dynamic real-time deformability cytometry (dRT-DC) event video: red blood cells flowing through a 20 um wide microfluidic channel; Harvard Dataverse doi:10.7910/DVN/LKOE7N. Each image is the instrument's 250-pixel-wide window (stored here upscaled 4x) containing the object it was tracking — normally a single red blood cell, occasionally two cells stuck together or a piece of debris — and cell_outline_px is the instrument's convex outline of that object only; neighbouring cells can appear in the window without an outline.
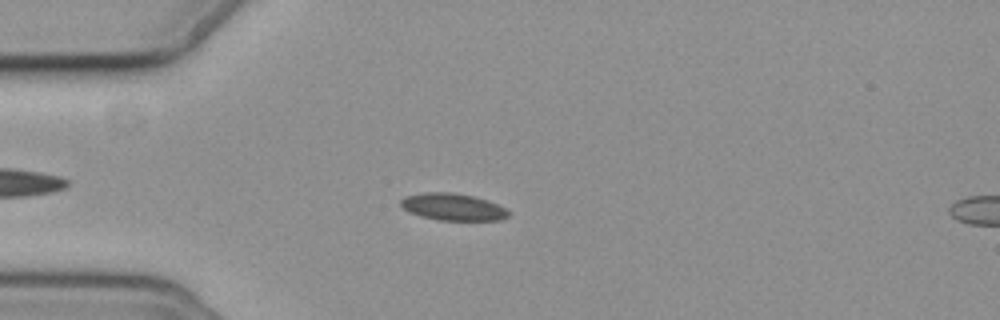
{"species": "common noctule bat (a hibernating species)", "species_latin": "Nyctalus noctula", "temperature_condition": "cold", "stored_images_in_passage": 6, "camera_frame_rate_fps": 3000, "um_per_image_px": 0.085, "animal": {"sex": "female", "body_mass_g": 19.3, "forearm_length_mm": 54.1}, "frame": {"image": 1, "passage_image": 5, "time_ms": 4.667, "image_size_px": [1000, 320], "cell_outline_px": [[512, 212], [508, 216], [500, 220], [440, 220], [420, 216], [408, 212], [400, 204], [400, 200], [404, 196], [424, 192], [452, 192], [472, 196], [488, 200]], "centroid_in_image_um": [38.48, 17.58], "position_along_channel_um": 46.5, "area_um2": 16.99}}